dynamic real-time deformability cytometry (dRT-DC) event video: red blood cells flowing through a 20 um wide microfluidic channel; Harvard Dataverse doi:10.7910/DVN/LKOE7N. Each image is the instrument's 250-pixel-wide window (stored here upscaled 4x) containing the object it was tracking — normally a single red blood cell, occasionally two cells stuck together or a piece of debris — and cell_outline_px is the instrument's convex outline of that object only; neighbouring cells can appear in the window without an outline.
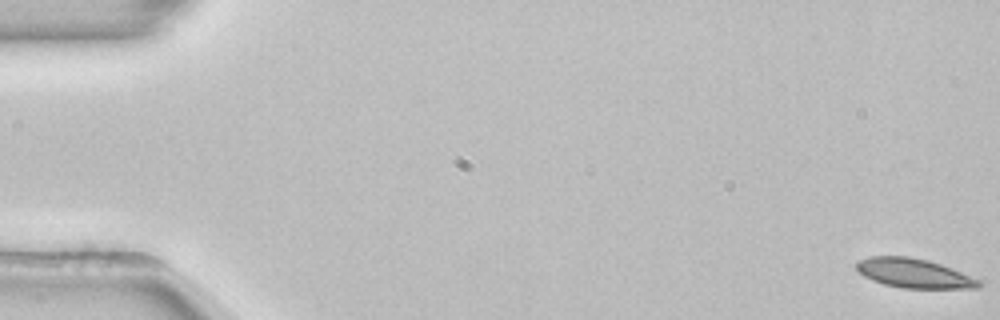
{"species": "common noctule bat (a hibernating species)", "species_latin": "Nyctalus noctula", "temperature_condition": "room temperature", "stored_images_in_passage": 54, "camera_frame_rate_fps": 3000, "um_per_image_px": 0.085, "animal": {"sex": "female", "body_mass_g": 22.7, "forearm_length_mm": 54.2}, "frame": {"image": 1, "passage_image": 1, "time_ms": 0.0, "image_size_px": [1000, 320], "cell_outline_px": [[984, 284], [980, 288], [904, 288], [884, 284], [872, 280], [864, 276], [856, 268], [856, 260], [868, 256], [908, 256], [928, 260], [952, 268], [984, 280]], "centroid_in_image_um": [77.74, 23.22], "position_along_channel_um": 7.3, "area_um2": 21.21}}
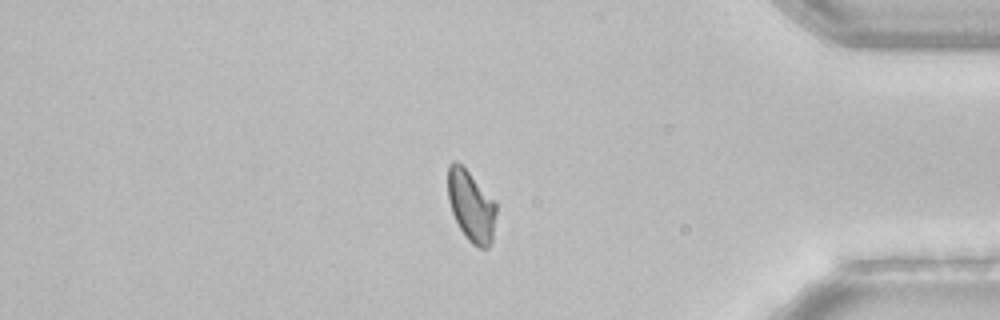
{"frame": {"image": 2, "passage_image": 46, "time_ms": 15.0, "image_size_px": [1000, 320], "cell_outline_px": [[496, 212], [492, 244], [488, 248], [480, 248], [472, 244], [468, 240], [460, 228], [452, 212], [448, 200], [448, 164], [452, 160], [456, 160], [496, 200]], "centroid_in_image_um": [40.06, 17.52], "position_along_channel_um": 395.1, "area_um2": 20.11}}
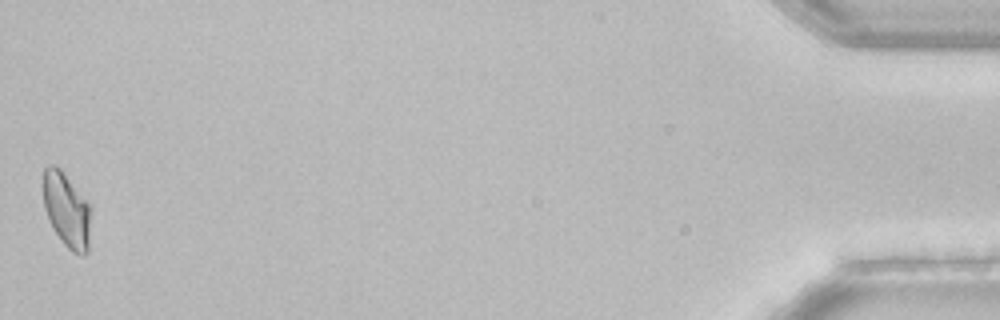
{"frame": {"image": 3, "passage_image": 54, "time_ms": 17.667, "image_size_px": [1000, 320], "cell_outline_px": [[92, 208], [88, 252], [84, 256], [80, 256], [72, 252], [64, 244], [52, 228], [48, 220], [44, 208], [40, 184], [44, 168], [48, 164], [56, 164], [60, 168], [92, 204]], "centroid_in_image_um": [5.66, 17.81], "position_along_channel_um": 429.5, "area_um2": 22.02}}